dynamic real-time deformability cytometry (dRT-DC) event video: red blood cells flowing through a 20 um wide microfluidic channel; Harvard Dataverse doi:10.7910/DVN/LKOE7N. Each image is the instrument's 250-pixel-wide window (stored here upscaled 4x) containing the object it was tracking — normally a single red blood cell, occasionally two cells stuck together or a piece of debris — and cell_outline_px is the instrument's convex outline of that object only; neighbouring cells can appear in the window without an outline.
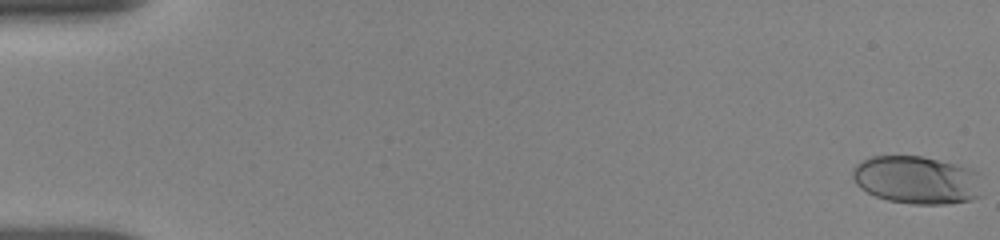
{"species": "human", "species_latin": "Homo sapiens", "temperature_condition": "room temperature", "stored_images_in_passage": 49, "camera_frame_rate_fps": 3000, "um_per_image_px": 0.085, "donor": {"sex": "female"}, "frame": {"image": 1, "passage_image": 1, "time_ms": 0.0, "image_size_px": [1000, 240], "cell_outline_px": [[980, 196], [972, 200], [944, 204], [912, 204], [888, 200], [876, 196], [860, 188], [856, 184], [852, 176], [852, 168], [856, 164], [872, 156], [920, 156], [960, 164], [972, 168]], "centroid_in_image_um": [77.86, 15.29], "position_along_channel_um": 7.1, "area_um2": 35.89}}
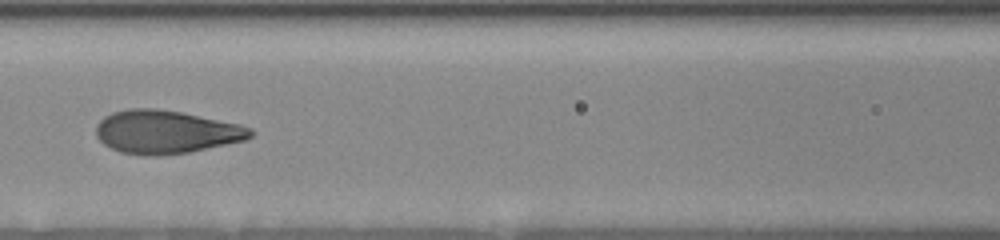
{"frame": {"image": 2, "passage_image": 27, "time_ms": 8.0, "image_size_px": [1000, 240], "cell_outline_px": [[256, 132], [252, 136], [244, 140], [188, 152], [156, 156], [148, 156], [120, 152], [104, 144], [96, 136], [96, 124], [104, 116], [112, 112], [132, 108], [156, 108], [180, 112], [240, 124], [252, 128]], "centroid_in_image_um": [14.09, 11.21], "position_along_channel_um": 152.5, "area_um2": 38.84}}
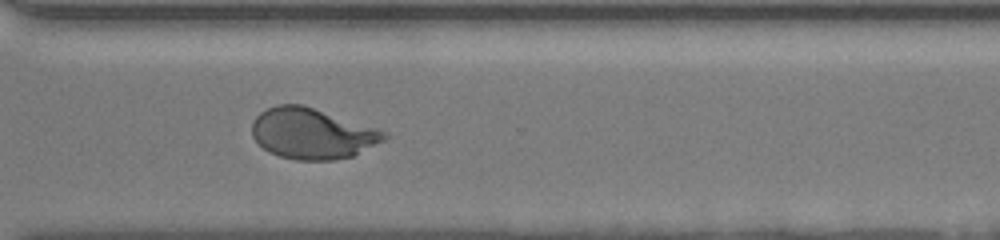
{"frame": {"image": 3, "passage_image": 48, "time_ms": 13.0, "image_size_px": [1000, 240], "cell_outline_px": [[388, 136], [384, 140], [352, 156], [332, 160], [296, 160], [280, 156], [268, 152], [252, 136], [252, 120], [260, 112], [276, 104], [304, 104], [380, 128]], "centroid_in_image_um": [26.53, 11.33], "position_along_channel_um": 344.1, "area_um2": 39.36}}